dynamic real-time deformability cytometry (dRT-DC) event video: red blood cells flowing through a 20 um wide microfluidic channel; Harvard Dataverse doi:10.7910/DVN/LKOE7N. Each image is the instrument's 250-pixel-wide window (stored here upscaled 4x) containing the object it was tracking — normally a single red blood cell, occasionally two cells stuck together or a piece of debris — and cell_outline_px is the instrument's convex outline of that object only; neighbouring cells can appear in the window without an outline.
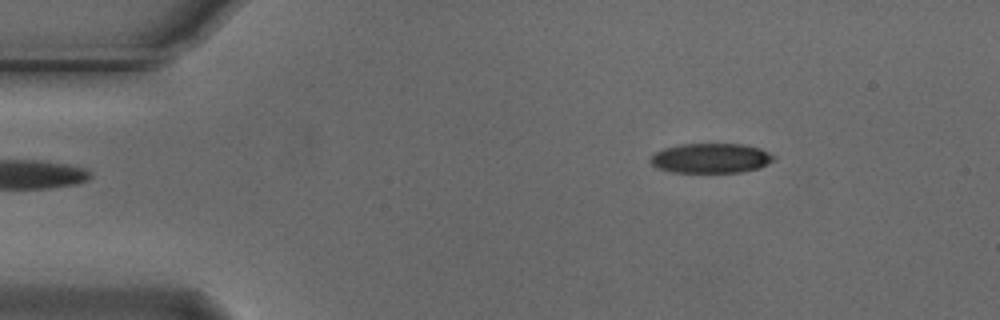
{"species": "Egyptian fruit bat (a non-hibernating species)", "species_latin": "Rousettus aegyptiacus", "temperature_condition": "cold", "stored_images_in_passage": 8, "camera_frame_rate_fps": 3000, "um_per_image_px": 0.085, "animal": {"sex": "male"}, "frame": {"image": 1, "passage_image": 1, "time_ms": 0.0, "image_size_px": [1000, 320], "cell_outline_px": [[776, 160], [760, 168], [740, 172], [672, 172], [656, 168], [648, 160], [656, 152], [664, 148], [680, 144], [744, 144], [760, 148], [776, 156]], "centroid_in_image_um": [60.45, 13.45], "position_along_channel_um": 24.6, "area_um2": 21.56}}